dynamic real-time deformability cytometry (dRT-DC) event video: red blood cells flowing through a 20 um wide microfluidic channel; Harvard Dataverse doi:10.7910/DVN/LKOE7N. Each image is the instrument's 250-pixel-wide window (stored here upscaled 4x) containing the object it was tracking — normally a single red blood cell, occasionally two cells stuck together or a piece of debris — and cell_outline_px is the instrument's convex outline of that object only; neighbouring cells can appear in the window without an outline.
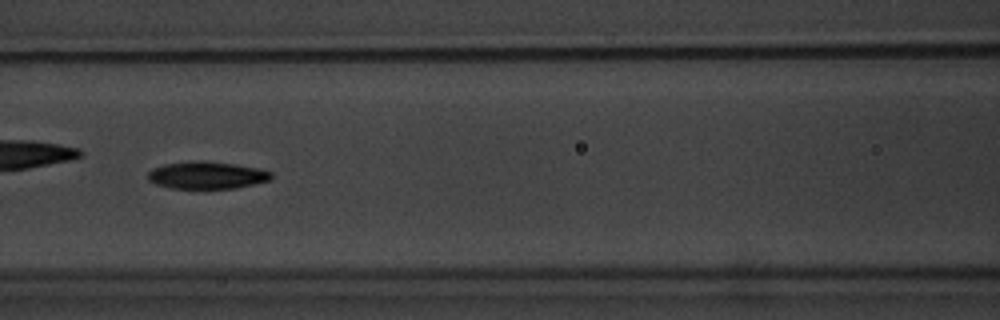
{"species": "common noctule bat (a hibernating species)", "species_latin": "Nyctalus noctula", "temperature_condition": "warm", "stored_images_in_passage": 10, "camera_frame_rate_fps": 3000, "um_per_image_px": 0.085, "animal": {"sex": "male", "body_mass_g": 20.1, "forearm_length_mm": 53.5}, "frame": {"image": 1, "passage_image": 7, "time_ms": 8.0, "image_size_px": [1000, 320], "cell_outline_px": [[272, 176], [268, 180], [236, 188], [168, 188], [156, 184], [148, 180], [148, 172], [152, 168], [164, 164], [192, 160], [204, 160], [236, 164], [256, 168], [272, 172]], "centroid_in_image_um": [17.53, 14.88], "position_along_channel_um": 149.1, "area_um2": 19.65}}